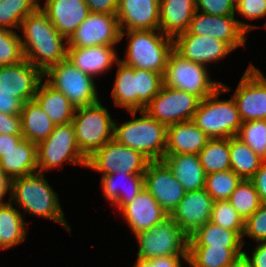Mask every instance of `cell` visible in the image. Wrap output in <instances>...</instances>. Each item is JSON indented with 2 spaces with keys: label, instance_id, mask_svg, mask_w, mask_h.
I'll return each mask as SVG.
<instances>
[{
  "label": "cell",
  "instance_id": "obj_1",
  "mask_svg": "<svg viewBox=\"0 0 266 267\" xmlns=\"http://www.w3.org/2000/svg\"><path fill=\"white\" fill-rule=\"evenodd\" d=\"M24 39H20L24 57L43 74L67 59V39L53 26L40 6L21 22ZM65 41V43H63Z\"/></svg>",
  "mask_w": 266,
  "mask_h": 267
},
{
  "label": "cell",
  "instance_id": "obj_2",
  "mask_svg": "<svg viewBox=\"0 0 266 267\" xmlns=\"http://www.w3.org/2000/svg\"><path fill=\"white\" fill-rule=\"evenodd\" d=\"M58 196L44 174L36 172L12 180L9 201L14 205L17 203L26 213L59 223L71 233V227L64 217Z\"/></svg>",
  "mask_w": 266,
  "mask_h": 267
},
{
  "label": "cell",
  "instance_id": "obj_3",
  "mask_svg": "<svg viewBox=\"0 0 266 267\" xmlns=\"http://www.w3.org/2000/svg\"><path fill=\"white\" fill-rule=\"evenodd\" d=\"M135 118L137 111H130L133 120L114 123V136L118 143L130 147L149 161H162L166 153L167 126L150 117L144 110Z\"/></svg>",
  "mask_w": 266,
  "mask_h": 267
},
{
  "label": "cell",
  "instance_id": "obj_4",
  "mask_svg": "<svg viewBox=\"0 0 266 267\" xmlns=\"http://www.w3.org/2000/svg\"><path fill=\"white\" fill-rule=\"evenodd\" d=\"M158 32V33H157ZM121 31V40L126 34L129 42L125 60L119 59L124 65L142 70L165 73L169 55L174 50L173 38L157 30Z\"/></svg>",
  "mask_w": 266,
  "mask_h": 267
},
{
  "label": "cell",
  "instance_id": "obj_5",
  "mask_svg": "<svg viewBox=\"0 0 266 267\" xmlns=\"http://www.w3.org/2000/svg\"><path fill=\"white\" fill-rule=\"evenodd\" d=\"M230 89L231 87L221 84L213 94L200 100L194 113L192 121L210 139L234 137L243 123L235 100L219 99L220 94Z\"/></svg>",
  "mask_w": 266,
  "mask_h": 267
},
{
  "label": "cell",
  "instance_id": "obj_6",
  "mask_svg": "<svg viewBox=\"0 0 266 267\" xmlns=\"http://www.w3.org/2000/svg\"><path fill=\"white\" fill-rule=\"evenodd\" d=\"M114 123L100 101L76 108L72 124L80 151L87 158L113 139Z\"/></svg>",
  "mask_w": 266,
  "mask_h": 267
},
{
  "label": "cell",
  "instance_id": "obj_7",
  "mask_svg": "<svg viewBox=\"0 0 266 267\" xmlns=\"http://www.w3.org/2000/svg\"><path fill=\"white\" fill-rule=\"evenodd\" d=\"M207 66L183 58L175 50L169 55L163 85L183 90L200 100L213 94L222 82L212 81Z\"/></svg>",
  "mask_w": 266,
  "mask_h": 267
},
{
  "label": "cell",
  "instance_id": "obj_8",
  "mask_svg": "<svg viewBox=\"0 0 266 267\" xmlns=\"http://www.w3.org/2000/svg\"><path fill=\"white\" fill-rule=\"evenodd\" d=\"M87 157L77 144L72 122L55 125L46 140L37 144L38 172L60 168L64 162L86 167Z\"/></svg>",
  "mask_w": 266,
  "mask_h": 267
},
{
  "label": "cell",
  "instance_id": "obj_9",
  "mask_svg": "<svg viewBox=\"0 0 266 267\" xmlns=\"http://www.w3.org/2000/svg\"><path fill=\"white\" fill-rule=\"evenodd\" d=\"M43 76H48L45 81L62 92L75 108L100 101L94 78L79 70L68 59L51 66Z\"/></svg>",
  "mask_w": 266,
  "mask_h": 267
},
{
  "label": "cell",
  "instance_id": "obj_10",
  "mask_svg": "<svg viewBox=\"0 0 266 267\" xmlns=\"http://www.w3.org/2000/svg\"><path fill=\"white\" fill-rule=\"evenodd\" d=\"M138 242L137 258L188 255V235L168 215L147 231L135 234Z\"/></svg>",
  "mask_w": 266,
  "mask_h": 267
},
{
  "label": "cell",
  "instance_id": "obj_11",
  "mask_svg": "<svg viewBox=\"0 0 266 267\" xmlns=\"http://www.w3.org/2000/svg\"><path fill=\"white\" fill-rule=\"evenodd\" d=\"M199 102L200 99L191 93L162 85L159 93L145 106L144 111L168 127L192 120Z\"/></svg>",
  "mask_w": 266,
  "mask_h": 267
},
{
  "label": "cell",
  "instance_id": "obj_12",
  "mask_svg": "<svg viewBox=\"0 0 266 267\" xmlns=\"http://www.w3.org/2000/svg\"><path fill=\"white\" fill-rule=\"evenodd\" d=\"M149 162L140 152L112 139L87 159L86 167L103 176L117 172L144 174Z\"/></svg>",
  "mask_w": 266,
  "mask_h": 267
},
{
  "label": "cell",
  "instance_id": "obj_13",
  "mask_svg": "<svg viewBox=\"0 0 266 267\" xmlns=\"http://www.w3.org/2000/svg\"><path fill=\"white\" fill-rule=\"evenodd\" d=\"M258 27L235 19V15L215 16L196 11L190 21L188 32L201 36L211 35L226 42L234 50L246 46L245 35Z\"/></svg>",
  "mask_w": 266,
  "mask_h": 267
},
{
  "label": "cell",
  "instance_id": "obj_14",
  "mask_svg": "<svg viewBox=\"0 0 266 267\" xmlns=\"http://www.w3.org/2000/svg\"><path fill=\"white\" fill-rule=\"evenodd\" d=\"M232 98L242 122L266 120V77L253 64L244 72Z\"/></svg>",
  "mask_w": 266,
  "mask_h": 267
},
{
  "label": "cell",
  "instance_id": "obj_15",
  "mask_svg": "<svg viewBox=\"0 0 266 267\" xmlns=\"http://www.w3.org/2000/svg\"><path fill=\"white\" fill-rule=\"evenodd\" d=\"M120 40L121 30L116 14L90 12L67 40V46H115Z\"/></svg>",
  "mask_w": 266,
  "mask_h": 267
},
{
  "label": "cell",
  "instance_id": "obj_16",
  "mask_svg": "<svg viewBox=\"0 0 266 267\" xmlns=\"http://www.w3.org/2000/svg\"><path fill=\"white\" fill-rule=\"evenodd\" d=\"M144 188L151 193L168 214L177 208L185 196L184 187L163 161H150L144 173Z\"/></svg>",
  "mask_w": 266,
  "mask_h": 267
},
{
  "label": "cell",
  "instance_id": "obj_17",
  "mask_svg": "<svg viewBox=\"0 0 266 267\" xmlns=\"http://www.w3.org/2000/svg\"><path fill=\"white\" fill-rule=\"evenodd\" d=\"M43 80V73L26 59L13 65L0 66V93L12 94L23 104L35 98Z\"/></svg>",
  "mask_w": 266,
  "mask_h": 267
},
{
  "label": "cell",
  "instance_id": "obj_18",
  "mask_svg": "<svg viewBox=\"0 0 266 267\" xmlns=\"http://www.w3.org/2000/svg\"><path fill=\"white\" fill-rule=\"evenodd\" d=\"M174 50L183 58L207 66L225 58L233 50L226 42L212 37L189 33L177 35Z\"/></svg>",
  "mask_w": 266,
  "mask_h": 267
},
{
  "label": "cell",
  "instance_id": "obj_19",
  "mask_svg": "<svg viewBox=\"0 0 266 267\" xmlns=\"http://www.w3.org/2000/svg\"><path fill=\"white\" fill-rule=\"evenodd\" d=\"M213 198L203 188L186 192L177 208L171 213L174 222L189 236L210 221Z\"/></svg>",
  "mask_w": 266,
  "mask_h": 267
},
{
  "label": "cell",
  "instance_id": "obj_20",
  "mask_svg": "<svg viewBox=\"0 0 266 267\" xmlns=\"http://www.w3.org/2000/svg\"><path fill=\"white\" fill-rule=\"evenodd\" d=\"M159 7L160 0H118L120 30H158Z\"/></svg>",
  "mask_w": 266,
  "mask_h": 267
},
{
  "label": "cell",
  "instance_id": "obj_21",
  "mask_svg": "<svg viewBox=\"0 0 266 267\" xmlns=\"http://www.w3.org/2000/svg\"><path fill=\"white\" fill-rule=\"evenodd\" d=\"M120 212L134 235L151 229L168 216L145 188Z\"/></svg>",
  "mask_w": 266,
  "mask_h": 267
},
{
  "label": "cell",
  "instance_id": "obj_22",
  "mask_svg": "<svg viewBox=\"0 0 266 267\" xmlns=\"http://www.w3.org/2000/svg\"><path fill=\"white\" fill-rule=\"evenodd\" d=\"M40 8L67 40L90 13L85 0H46Z\"/></svg>",
  "mask_w": 266,
  "mask_h": 267
},
{
  "label": "cell",
  "instance_id": "obj_23",
  "mask_svg": "<svg viewBox=\"0 0 266 267\" xmlns=\"http://www.w3.org/2000/svg\"><path fill=\"white\" fill-rule=\"evenodd\" d=\"M67 59L91 77L107 72L119 61L115 46L68 47Z\"/></svg>",
  "mask_w": 266,
  "mask_h": 267
},
{
  "label": "cell",
  "instance_id": "obj_24",
  "mask_svg": "<svg viewBox=\"0 0 266 267\" xmlns=\"http://www.w3.org/2000/svg\"><path fill=\"white\" fill-rule=\"evenodd\" d=\"M196 11L195 0H160L159 30L174 39L188 31Z\"/></svg>",
  "mask_w": 266,
  "mask_h": 267
},
{
  "label": "cell",
  "instance_id": "obj_25",
  "mask_svg": "<svg viewBox=\"0 0 266 267\" xmlns=\"http://www.w3.org/2000/svg\"><path fill=\"white\" fill-rule=\"evenodd\" d=\"M209 139L192 120L172 124L167 127L165 155L198 154Z\"/></svg>",
  "mask_w": 266,
  "mask_h": 267
},
{
  "label": "cell",
  "instance_id": "obj_26",
  "mask_svg": "<svg viewBox=\"0 0 266 267\" xmlns=\"http://www.w3.org/2000/svg\"><path fill=\"white\" fill-rule=\"evenodd\" d=\"M100 182L106 199L120 211L144 189V174L117 172L104 175Z\"/></svg>",
  "mask_w": 266,
  "mask_h": 267
},
{
  "label": "cell",
  "instance_id": "obj_27",
  "mask_svg": "<svg viewBox=\"0 0 266 267\" xmlns=\"http://www.w3.org/2000/svg\"><path fill=\"white\" fill-rule=\"evenodd\" d=\"M162 161L169 167L186 192L201 190L205 187L206 173L198 154L165 155Z\"/></svg>",
  "mask_w": 266,
  "mask_h": 267
},
{
  "label": "cell",
  "instance_id": "obj_28",
  "mask_svg": "<svg viewBox=\"0 0 266 267\" xmlns=\"http://www.w3.org/2000/svg\"><path fill=\"white\" fill-rule=\"evenodd\" d=\"M0 168L11 180L38 172L37 145L22 139L16 148L3 153Z\"/></svg>",
  "mask_w": 266,
  "mask_h": 267
},
{
  "label": "cell",
  "instance_id": "obj_29",
  "mask_svg": "<svg viewBox=\"0 0 266 267\" xmlns=\"http://www.w3.org/2000/svg\"><path fill=\"white\" fill-rule=\"evenodd\" d=\"M54 125L72 122L76 108L60 91L46 81L40 82L34 98Z\"/></svg>",
  "mask_w": 266,
  "mask_h": 267
},
{
  "label": "cell",
  "instance_id": "obj_30",
  "mask_svg": "<svg viewBox=\"0 0 266 267\" xmlns=\"http://www.w3.org/2000/svg\"><path fill=\"white\" fill-rule=\"evenodd\" d=\"M20 116L23 139L37 145L53 132L55 125L35 99L23 104Z\"/></svg>",
  "mask_w": 266,
  "mask_h": 267
},
{
  "label": "cell",
  "instance_id": "obj_31",
  "mask_svg": "<svg viewBox=\"0 0 266 267\" xmlns=\"http://www.w3.org/2000/svg\"><path fill=\"white\" fill-rule=\"evenodd\" d=\"M188 238V247L243 248L245 244L235 231L225 229L211 221L197 228Z\"/></svg>",
  "mask_w": 266,
  "mask_h": 267
},
{
  "label": "cell",
  "instance_id": "obj_32",
  "mask_svg": "<svg viewBox=\"0 0 266 267\" xmlns=\"http://www.w3.org/2000/svg\"><path fill=\"white\" fill-rule=\"evenodd\" d=\"M117 74L112 89V99L116 106L130 111L144 110L145 104L136 95V78L134 68L124 65L121 61L116 62Z\"/></svg>",
  "mask_w": 266,
  "mask_h": 267
},
{
  "label": "cell",
  "instance_id": "obj_33",
  "mask_svg": "<svg viewBox=\"0 0 266 267\" xmlns=\"http://www.w3.org/2000/svg\"><path fill=\"white\" fill-rule=\"evenodd\" d=\"M27 223L21 215V210L16 209L8 201L0 205V249L6 250L17 244L23 243L27 238Z\"/></svg>",
  "mask_w": 266,
  "mask_h": 267
},
{
  "label": "cell",
  "instance_id": "obj_34",
  "mask_svg": "<svg viewBox=\"0 0 266 267\" xmlns=\"http://www.w3.org/2000/svg\"><path fill=\"white\" fill-rule=\"evenodd\" d=\"M231 169L242 179L250 180L264 162L236 136L229 138Z\"/></svg>",
  "mask_w": 266,
  "mask_h": 267
},
{
  "label": "cell",
  "instance_id": "obj_35",
  "mask_svg": "<svg viewBox=\"0 0 266 267\" xmlns=\"http://www.w3.org/2000/svg\"><path fill=\"white\" fill-rule=\"evenodd\" d=\"M198 156L206 175L230 170L229 138L209 139Z\"/></svg>",
  "mask_w": 266,
  "mask_h": 267
},
{
  "label": "cell",
  "instance_id": "obj_36",
  "mask_svg": "<svg viewBox=\"0 0 266 267\" xmlns=\"http://www.w3.org/2000/svg\"><path fill=\"white\" fill-rule=\"evenodd\" d=\"M242 248L188 247V264L191 267H226Z\"/></svg>",
  "mask_w": 266,
  "mask_h": 267
},
{
  "label": "cell",
  "instance_id": "obj_37",
  "mask_svg": "<svg viewBox=\"0 0 266 267\" xmlns=\"http://www.w3.org/2000/svg\"><path fill=\"white\" fill-rule=\"evenodd\" d=\"M38 2V0H0V28L19 30L25 17L40 6Z\"/></svg>",
  "mask_w": 266,
  "mask_h": 267
},
{
  "label": "cell",
  "instance_id": "obj_38",
  "mask_svg": "<svg viewBox=\"0 0 266 267\" xmlns=\"http://www.w3.org/2000/svg\"><path fill=\"white\" fill-rule=\"evenodd\" d=\"M244 221L261 205V200L251 180L242 179L228 199Z\"/></svg>",
  "mask_w": 266,
  "mask_h": 267
},
{
  "label": "cell",
  "instance_id": "obj_39",
  "mask_svg": "<svg viewBox=\"0 0 266 267\" xmlns=\"http://www.w3.org/2000/svg\"><path fill=\"white\" fill-rule=\"evenodd\" d=\"M242 178L232 169L206 175L204 189L214 201L228 200Z\"/></svg>",
  "mask_w": 266,
  "mask_h": 267
},
{
  "label": "cell",
  "instance_id": "obj_40",
  "mask_svg": "<svg viewBox=\"0 0 266 267\" xmlns=\"http://www.w3.org/2000/svg\"><path fill=\"white\" fill-rule=\"evenodd\" d=\"M236 137L266 161V120L243 122Z\"/></svg>",
  "mask_w": 266,
  "mask_h": 267
},
{
  "label": "cell",
  "instance_id": "obj_41",
  "mask_svg": "<svg viewBox=\"0 0 266 267\" xmlns=\"http://www.w3.org/2000/svg\"><path fill=\"white\" fill-rule=\"evenodd\" d=\"M210 221L225 229L235 231L243 239L244 219L238 214L229 200L213 202Z\"/></svg>",
  "mask_w": 266,
  "mask_h": 267
},
{
  "label": "cell",
  "instance_id": "obj_42",
  "mask_svg": "<svg viewBox=\"0 0 266 267\" xmlns=\"http://www.w3.org/2000/svg\"><path fill=\"white\" fill-rule=\"evenodd\" d=\"M21 36L16 31L0 28V66L13 65L25 59Z\"/></svg>",
  "mask_w": 266,
  "mask_h": 267
},
{
  "label": "cell",
  "instance_id": "obj_43",
  "mask_svg": "<svg viewBox=\"0 0 266 267\" xmlns=\"http://www.w3.org/2000/svg\"><path fill=\"white\" fill-rule=\"evenodd\" d=\"M136 95L147 105L160 91L163 76L160 73L134 68Z\"/></svg>",
  "mask_w": 266,
  "mask_h": 267
},
{
  "label": "cell",
  "instance_id": "obj_44",
  "mask_svg": "<svg viewBox=\"0 0 266 267\" xmlns=\"http://www.w3.org/2000/svg\"><path fill=\"white\" fill-rule=\"evenodd\" d=\"M247 235L257 242L266 241V203L244 221V236Z\"/></svg>",
  "mask_w": 266,
  "mask_h": 267
},
{
  "label": "cell",
  "instance_id": "obj_45",
  "mask_svg": "<svg viewBox=\"0 0 266 267\" xmlns=\"http://www.w3.org/2000/svg\"><path fill=\"white\" fill-rule=\"evenodd\" d=\"M196 9L202 13L215 16L235 14V3L232 0H195Z\"/></svg>",
  "mask_w": 266,
  "mask_h": 267
},
{
  "label": "cell",
  "instance_id": "obj_46",
  "mask_svg": "<svg viewBox=\"0 0 266 267\" xmlns=\"http://www.w3.org/2000/svg\"><path fill=\"white\" fill-rule=\"evenodd\" d=\"M235 11L250 20L265 17L266 0H240L235 4Z\"/></svg>",
  "mask_w": 266,
  "mask_h": 267
},
{
  "label": "cell",
  "instance_id": "obj_47",
  "mask_svg": "<svg viewBox=\"0 0 266 267\" xmlns=\"http://www.w3.org/2000/svg\"><path fill=\"white\" fill-rule=\"evenodd\" d=\"M0 134L22 136L21 116L0 112Z\"/></svg>",
  "mask_w": 266,
  "mask_h": 267
},
{
  "label": "cell",
  "instance_id": "obj_48",
  "mask_svg": "<svg viewBox=\"0 0 266 267\" xmlns=\"http://www.w3.org/2000/svg\"><path fill=\"white\" fill-rule=\"evenodd\" d=\"M23 103L12 94L0 93V112L8 115H20Z\"/></svg>",
  "mask_w": 266,
  "mask_h": 267
},
{
  "label": "cell",
  "instance_id": "obj_49",
  "mask_svg": "<svg viewBox=\"0 0 266 267\" xmlns=\"http://www.w3.org/2000/svg\"><path fill=\"white\" fill-rule=\"evenodd\" d=\"M90 12L103 14H116L118 0H85Z\"/></svg>",
  "mask_w": 266,
  "mask_h": 267
},
{
  "label": "cell",
  "instance_id": "obj_50",
  "mask_svg": "<svg viewBox=\"0 0 266 267\" xmlns=\"http://www.w3.org/2000/svg\"><path fill=\"white\" fill-rule=\"evenodd\" d=\"M250 180L259 194L261 203H266V161L261 164Z\"/></svg>",
  "mask_w": 266,
  "mask_h": 267
},
{
  "label": "cell",
  "instance_id": "obj_51",
  "mask_svg": "<svg viewBox=\"0 0 266 267\" xmlns=\"http://www.w3.org/2000/svg\"><path fill=\"white\" fill-rule=\"evenodd\" d=\"M251 256L243 251L250 261L251 267H266V241L258 242Z\"/></svg>",
  "mask_w": 266,
  "mask_h": 267
},
{
  "label": "cell",
  "instance_id": "obj_52",
  "mask_svg": "<svg viewBox=\"0 0 266 267\" xmlns=\"http://www.w3.org/2000/svg\"><path fill=\"white\" fill-rule=\"evenodd\" d=\"M188 262V255H171L151 258L150 260L157 264V267H182L181 258Z\"/></svg>",
  "mask_w": 266,
  "mask_h": 267
},
{
  "label": "cell",
  "instance_id": "obj_53",
  "mask_svg": "<svg viewBox=\"0 0 266 267\" xmlns=\"http://www.w3.org/2000/svg\"><path fill=\"white\" fill-rule=\"evenodd\" d=\"M22 139L23 136L0 134V158L3 156V153L16 148Z\"/></svg>",
  "mask_w": 266,
  "mask_h": 267
},
{
  "label": "cell",
  "instance_id": "obj_54",
  "mask_svg": "<svg viewBox=\"0 0 266 267\" xmlns=\"http://www.w3.org/2000/svg\"><path fill=\"white\" fill-rule=\"evenodd\" d=\"M11 185L12 180L0 168V205L6 203L2 200L8 191L11 192Z\"/></svg>",
  "mask_w": 266,
  "mask_h": 267
},
{
  "label": "cell",
  "instance_id": "obj_55",
  "mask_svg": "<svg viewBox=\"0 0 266 267\" xmlns=\"http://www.w3.org/2000/svg\"><path fill=\"white\" fill-rule=\"evenodd\" d=\"M226 267H251L247 255L242 252L237 255Z\"/></svg>",
  "mask_w": 266,
  "mask_h": 267
},
{
  "label": "cell",
  "instance_id": "obj_56",
  "mask_svg": "<svg viewBox=\"0 0 266 267\" xmlns=\"http://www.w3.org/2000/svg\"><path fill=\"white\" fill-rule=\"evenodd\" d=\"M133 267H157V264H154L150 259L137 258Z\"/></svg>",
  "mask_w": 266,
  "mask_h": 267
},
{
  "label": "cell",
  "instance_id": "obj_57",
  "mask_svg": "<svg viewBox=\"0 0 266 267\" xmlns=\"http://www.w3.org/2000/svg\"><path fill=\"white\" fill-rule=\"evenodd\" d=\"M235 4L237 3V2H239L240 0H232Z\"/></svg>",
  "mask_w": 266,
  "mask_h": 267
}]
</instances>
